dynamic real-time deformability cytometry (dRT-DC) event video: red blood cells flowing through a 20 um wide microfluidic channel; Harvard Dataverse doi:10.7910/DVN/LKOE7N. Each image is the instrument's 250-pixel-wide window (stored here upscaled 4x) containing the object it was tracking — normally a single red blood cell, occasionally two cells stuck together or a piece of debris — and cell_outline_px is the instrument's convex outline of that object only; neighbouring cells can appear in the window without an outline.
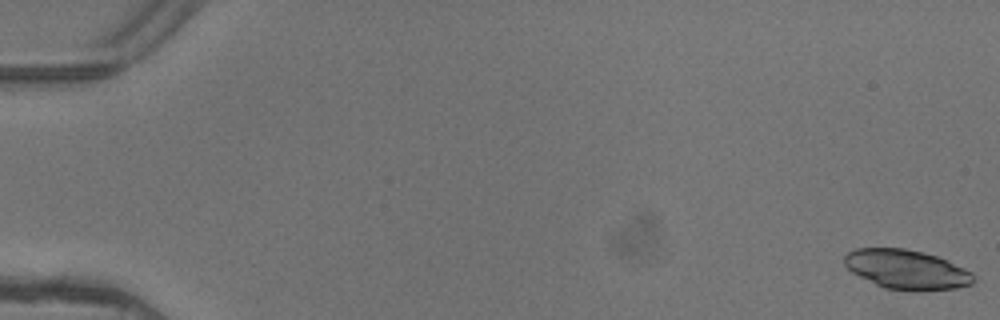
{"species": "common noctule bat (a hibernating species)", "species_latin": "Nyctalus noctula", "temperature_condition": "warm", "stored_images_in_passage": 5, "camera_frame_rate_fps": 3000, "um_per_image_px": 0.085, "animal": {"sex": "female"}, "frame": {"image": 1, "passage_image": 1, "time_ms": 0.0, "image_size_px": [1000, 320], "cell_outline_px": [[972, 284], [956, 288], [920, 292], [908, 292], [884, 288], [852, 272], [844, 264], [844, 256], [848, 252], [856, 248], [904, 248], [924, 252], [936, 256], [964, 268], [972, 272]], "centroid_in_image_um": [77.05, 22.92], "position_along_channel_um": 8.0, "area_um2": 29.77}}